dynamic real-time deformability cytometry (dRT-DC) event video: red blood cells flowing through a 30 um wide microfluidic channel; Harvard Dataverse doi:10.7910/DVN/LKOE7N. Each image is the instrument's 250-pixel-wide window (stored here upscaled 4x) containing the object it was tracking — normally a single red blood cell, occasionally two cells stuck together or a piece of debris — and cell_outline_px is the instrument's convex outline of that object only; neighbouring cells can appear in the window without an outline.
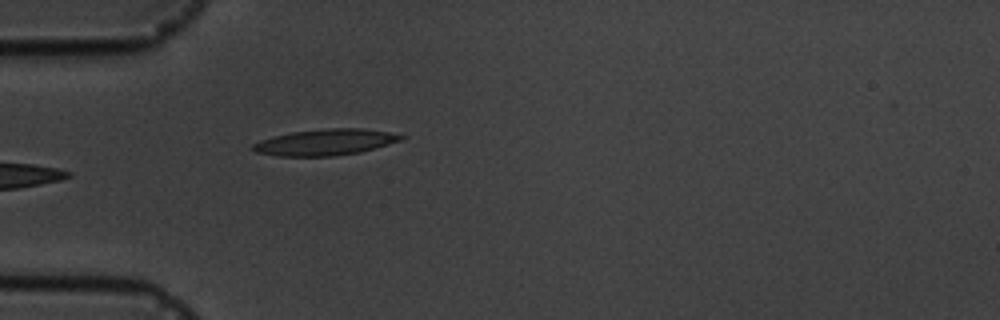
{"species": "common noctule bat (a hibernating species)", "species_latin": "Nyctalus noctula", "temperature_condition": "cold", "stored_images_in_passage": 6, "camera_frame_rate_fps": 3000, "um_per_image_px": 0.085, "animal": {"sex": "male", "body_mass_g": 19.5, "forearm_length_mm": 54.6}, "frame": {"image": 1, "passage_image": 6, "time_ms": 5.667, "image_size_px": [1000, 320], "cell_outline_px": [[408, 136], [400, 140], [388, 144], [360, 152], [332, 156], [280, 156], [256, 152], [248, 148], [252, 144], [260, 140], [272, 136], [292, 132], [328, 128], [360, 128], [388, 132]], "centroid_in_image_um": [27.6, 12.09], "position_along_channel_um": 57.4, "area_um2": 22.54}}